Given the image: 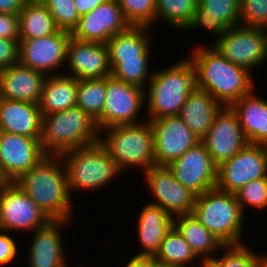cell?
I'll return each mask as SVG.
<instances>
[{"label": "cell", "mask_w": 267, "mask_h": 267, "mask_svg": "<svg viewBox=\"0 0 267 267\" xmlns=\"http://www.w3.org/2000/svg\"><path fill=\"white\" fill-rule=\"evenodd\" d=\"M147 120L153 129L157 166L170 165L188 149L201 142L178 115Z\"/></svg>", "instance_id": "cell-14"}, {"label": "cell", "mask_w": 267, "mask_h": 267, "mask_svg": "<svg viewBox=\"0 0 267 267\" xmlns=\"http://www.w3.org/2000/svg\"><path fill=\"white\" fill-rule=\"evenodd\" d=\"M201 141L217 167L248 144L238 117L230 107H222L215 115L211 128Z\"/></svg>", "instance_id": "cell-17"}, {"label": "cell", "mask_w": 267, "mask_h": 267, "mask_svg": "<svg viewBox=\"0 0 267 267\" xmlns=\"http://www.w3.org/2000/svg\"><path fill=\"white\" fill-rule=\"evenodd\" d=\"M158 263L192 264L201 261L185 238L172 226L154 255Z\"/></svg>", "instance_id": "cell-32"}, {"label": "cell", "mask_w": 267, "mask_h": 267, "mask_svg": "<svg viewBox=\"0 0 267 267\" xmlns=\"http://www.w3.org/2000/svg\"><path fill=\"white\" fill-rule=\"evenodd\" d=\"M62 71L78 80L111 76L107 44L80 41L71 36L67 44L65 68Z\"/></svg>", "instance_id": "cell-18"}, {"label": "cell", "mask_w": 267, "mask_h": 267, "mask_svg": "<svg viewBox=\"0 0 267 267\" xmlns=\"http://www.w3.org/2000/svg\"><path fill=\"white\" fill-rule=\"evenodd\" d=\"M256 92L254 88L230 108L237 115L248 143L267 145V99Z\"/></svg>", "instance_id": "cell-25"}, {"label": "cell", "mask_w": 267, "mask_h": 267, "mask_svg": "<svg viewBox=\"0 0 267 267\" xmlns=\"http://www.w3.org/2000/svg\"><path fill=\"white\" fill-rule=\"evenodd\" d=\"M267 177V145L250 144L217 168L216 187L235 193L252 180Z\"/></svg>", "instance_id": "cell-11"}, {"label": "cell", "mask_w": 267, "mask_h": 267, "mask_svg": "<svg viewBox=\"0 0 267 267\" xmlns=\"http://www.w3.org/2000/svg\"><path fill=\"white\" fill-rule=\"evenodd\" d=\"M202 44L197 43L188 55L195 70V88L207 91L223 107H230L256 87L254 72L229 62L211 44Z\"/></svg>", "instance_id": "cell-1"}, {"label": "cell", "mask_w": 267, "mask_h": 267, "mask_svg": "<svg viewBox=\"0 0 267 267\" xmlns=\"http://www.w3.org/2000/svg\"><path fill=\"white\" fill-rule=\"evenodd\" d=\"M176 179L196 196L217 184V166L201 141L168 165Z\"/></svg>", "instance_id": "cell-15"}, {"label": "cell", "mask_w": 267, "mask_h": 267, "mask_svg": "<svg viewBox=\"0 0 267 267\" xmlns=\"http://www.w3.org/2000/svg\"><path fill=\"white\" fill-rule=\"evenodd\" d=\"M245 215L248 209H257L260 215L267 209V177L252 180L234 193ZM251 207V208H250Z\"/></svg>", "instance_id": "cell-36"}, {"label": "cell", "mask_w": 267, "mask_h": 267, "mask_svg": "<svg viewBox=\"0 0 267 267\" xmlns=\"http://www.w3.org/2000/svg\"><path fill=\"white\" fill-rule=\"evenodd\" d=\"M66 168L71 196L75 191L86 194L108 187L124 173L100 142L60 154Z\"/></svg>", "instance_id": "cell-4"}, {"label": "cell", "mask_w": 267, "mask_h": 267, "mask_svg": "<svg viewBox=\"0 0 267 267\" xmlns=\"http://www.w3.org/2000/svg\"><path fill=\"white\" fill-rule=\"evenodd\" d=\"M19 14L0 13V38L19 40Z\"/></svg>", "instance_id": "cell-42"}, {"label": "cell", "mask_w": 267, "mask_h": 267, "mask_svg": "<svg viewBox=\"0 0 267 267\" xmlns=\"http://www.w3.org/2000/svg\"><path fill=\"white\" fill-rule=\"evenodd\" d=\"M197 3L198 0H156L155 23L162 20L170 29L183 32L193 19Z\"/></svg>", "instance_id": "cell-31"}, {"label": "cell", "mask_w": 267, "mask_h": 267, "mask_svg": "<svg viewBox=\"0 0 267 267\" xmlns=\"http://www.w3.org/2000/svg\"><path fill=\"white\" fill-rule=\"evenodd\" d=\"M222 107L207 91L195 88L189 94L178 116L202 140Z\"/></svg>", "instance_id": "cell-27"}, {"label": "cell", "mask_w": 267, "mask_h": 267, "mask_svg": "<svg viewBox=\"0 0 267 267\" xmlns=\"http://www.w3.org/2000/svg\"><path fill=\"white\" fill-rule=\"evenodd\" d=\"M194 89L195 70L187 56L167 68L153 70L145 89L146 119L178 115Z\"/></svg>", "instance_id": "cell-3"}, {"label": "cell", "mask_w": 267, "mask_h": 267, "mask_svg": "<svg viewBox=\"0 0 267 267\" xmlns=\"http://www.w3.org/2000/svg\"><path fill=\"white\" fill-rule=\"evenodd\" d=\"M154 255H136L130 257L124 267H157Z\"/></svg>", "instance_id": "cell-43"}, {"label": "cell", "mask_w": 267, "mask_h": 267, "mask_svg": "<svg viewBox=\"0 0 267 267\" xmlns=\"http://www.w3.org/2000/svg\"><path fill=\"white\" fill-rule=\"evenodd\" d=\"M151 61L152 60H124L123 62H110L112 68L111 76L129 85L146 89L153 75L150 69L151 66L149 65Z\"/></svg>", "instance_id": "cell-34"}, {"label": "cell", "mask_w": 267, "mask_h": 267, "mask_svg": "<svg viewBox=\"0 0 267 267\" xmlns=\"http://www.w3.org/2000/svg\"><path fill=\"white\" fill-rule=\"evenodd\" d=\"M263 255H264V257L267 259V251H266V253H264Z\"/></svg>", "instance_id": "cell-51"}, {"label": "cell", "mask_w": 267, "mask_h": 267, "mask_svg": "<svg viewBox=\"0 0 267 267\" xmlns=\"http://www.w3.org/2000/svg\"><path fill=\"white\" fill-rule=\"evenodd\" d=\"M192 214L224 245L246 242L243 232L247 216L233 193L217 187L206 191L196 197Z\"/></svg>", "instance_id": "cell-7"}, {"label": "cell", "mask_w": 267, "mask_h": 267, "mask_svg": "<svg viewBox=\"0 0 267 267\" xmlns=\"http://www.w3.org/2000/svg\"><path fill=\"white\" fill-rule=\"evenodd\" d=\"M46 77L18 62L0 71V98L39 104Z\"/></svg>", "instance_id": "cell-22"}, {"label": "cell", "mask_w": 267, "mask_h": 267, "mask_svg": "<svg viewBox=\"0 0 267 267\" xmlns=\"http://www.w3.org/2000/svg\"><path fill=\"white\" fill-rule=\"evenodd\" d=\"M139 212L136 234L141 250L136 255H155L173 226V217L160 206L148 202L142 205Z\"/></svg>", "instance_id": "cell-24"}, {"label": "cell", "mask_w": 267, "mask_h": 267, "mask_svg": "<svg viewBox=\"0 0 267 267\" xmlns=\"http://www.w3.org/2000/svg\"><path fill=\"white\" fill-rule=\"evenodd\" d=\"M246 244L224 245L222 256L216 254L212 261L218 267H257L265 251L257 253Z\"/></svg>", "instance_id": "cell-35"}, {"label": "cell", "mask_w": 267, "mask_h": 267, "mask_svg": "<svg viewBox=\"0 0 267 267\" xmlns=\"http://www.w3.org/2000/svg\"><path fill=\"white\" fill-rule=\"evenodd\" d=\"M70 38V32L58 30L45 37L19 39V63L46 76L62 74Z\"/></svg>", "instance_id": "cell-13"}, {"label": "cell", "mask_w": 267, "mask_h": 267, "mask_svg": "<svg viewBox=\"0 0 267 267\" xmlns=\"http://www.w3.org/2000/svg\"><path fill=\"white\" fill-rule=\"evenodd\" d=\"M99 141L124 174L132 168L138 167V171L144 173L157 166L154 134L148 120L140 124L107 127L100 131Z\"/></svg>", "instance_id": "cell-6"}, {"label": "cell", "mask_w": 267, "mask_h": 267, "mask_svg": "<svg viewBox=\"0 0 267 267\" xmlns=\"http://www.w3.org/2000/svg\"><path fill=\"white\" fill-rule=\"evenodd\" d=\"M44 5L52 15L59 30L72 33L79 22L73 0H46Z\"/></svg>", "instance_id": "cell-38"}, {"label": "cell", "mask_w": 267, "mask_h": 267, "mask_svg": "<svg viewBox=\"0 0 267 267\" xmlns=\"http://www.w3.org/2000/svg\"><path fill=\"white\" fill-rule=\"evenodd\" d=\"M19 25V39L45 37L59 30L44 4H24L19 13Z\"/></svg>", "instance_id": "cell-30"}, {"label": "cell", "mask_w": 267, "mask_h": 267, "mask_svg": "<svg viewBox=\"0 0 267 267\" xmlns=\"http://www.w3.org/2000/svg\"><path fill=\"white\" fill-rule=\"evenodd\" d=\"M50 220L73 221V197L60 155H45L28 172L14 181ZM74 208V209H73Z\"/></svg>", "instance_id": "cell-2"}, {"label": "cell", "mask_w": 267, "mask_h": 267, "mask_svg": "<svg viewBox=\"0 0 267 267\" xmlns=\"http://www.w3.org/2000/svg\"><path fill=\"white\" fill-rule=\"evenodd\" d=\"M13 235L15 234L0 230V267H5L10 263L13 265V262L18 261L16 259L20 257L18 254H21L19 252L21 244L18 245V240Z\"/></svg>", "instance_id": "cell-40"}, {"label": "cell", "mask_w": 267, "mask_h": 267, "mask_svg": "<svg viewBox=\"0 0 267 267\" xmlns=\"http://www.w3.org/2000/svg\"><path fill=\"white\" fill-rule=\"evenodd\" d=\"M78 79L64 73L45 78L39 102L42 116L75 107Z\"/></svg>", "instance_id": "cell-28"}, {"label": "cell", "mask_w": 267, "mask_h": 267, "mask_svg": "<svg viewBox=\"0 0 267 267\" xmlns=\"http://www.w3.org/2000/svg\"><path fill=\"white\" fill-rule=\"evenodd\" d=\"M257 267H267V259H266L265 257H263V258L259 261Z\"/></svg>", "instance_id": "cell-49"}, {"label": "cell", "mask_w": 267, "mask_h": 267, "mask_svg": "<svg viewBox=\"0 0 267 267\" xmlns=\"http://www.w3.org/2000/svg\"><path fill=\"white\" fill-rule=\"evenodd\" d=\"M23 5V0H0V13L19 14Z\"/></svg>", "instance_id": "cell-45"}, {"label": "cell", "mask_w": 267, "mask_h": 267, "mask_svg": "<svg viewBox=\"0 0 267 267\" xmlns=\"http://www.w3.org/2000/svg\"><path fill=\"white\" fill-rule=\"evenodd\" d=\"M129 27L118 1L107 0L81 16L71 36L80 41L106 44L114 35Z\"/></svg>", "instance_id": "cell-20"}, {"label": "cell", "mask_w": 267, "mask_h": 267, "mask_svg": "<svg viewBox=\"0 0 267 267\" xmlns=\"http://www.w3.org/2000/svg\"><path fill=\"white\" fill-rule=\"evenodd\" d=\"M99 140L95 120L78 106L42 116L40 145L46 155H60Z\"/></svg>", "instance_id": "cell-5"}, {"label": "cell", "mask_w": 267, "mask_h": 267, "mask_svg": "<svg viewBox=\"0 0 267 267\" xmlns=\"http://www.w3.org/2000/svg\"><path fill=\"white\" fill-rule=\"evenodd\" d=\"M240 25L267 27V0H240Z\"/></svg>", "instance_id": "cell-39"}, {"label": "cell", "mask_w": 267, "mask_h": 267, "mask_svg": "<svg viewBox=\"0 0 267 267\" xmlns=\"http://www.w3.org/2000/svg\"><path fill=\"white\" fill-rule=\"evenodd\" d=\"M197 264V265H196ZM202 267V260L197 263L192 264H168V263H158L157 267Z\"/></svg>", "instance_id": "cell-46"}, {"label": "cell", "mask_w": 267, "mask_h": 267, "mask_svg": "<svg viewBox=\"0 0 267 267\" xmlns=\"http://www.w3.org/2000/svg\"><path fill=\"white\" fill-rule=\"evenodd\" d=\"M7 183L6 179L3 177L1 171H0V187L5 185Z\"/></svg>", "instance_id": "cell-50"}, {"label": "cell", "mask_w": 267, "mask_h": 267, "mask_svg": "<svg viewBox=\"0 0 267 267\" xmlns=\"http://www.w3.org/2000/svg\"><path fill=\"white\" fill-rule=\"evenodd\" d=\"M74 6L77 10L79 17L89 13L100 4L105 3L107 0H73Z\"/></svg>", "instance_id": "cell-44"}, {"label": "cell", "mask_w": 267, "mask_h": 267, "mask_svg": "<svg viewBox=\"0 0 267 267\" xmlns=\"http://www.w3.org/2000/svg\"><path fill=\"white\" fill-rule=\"evenodd\" d=\"M130 26H155L156 0H117Z\"/></svg>", "instance_id": "cell-37"}, {"label": "cell", "mask_w": 267, "mask_h": 267, "mask_svg": "<svg viewBox=\"0 0 267 267\" xmlns=\"http://www.w3.org/2000/svg\"><path fill=\"white\" fill-rule=\"evenodd\" d=\"M152 27L130 26L126 31L117 33L106 44L110 62L124 60H150L153 49ZM152 47V48H151Z\"/></svg>", "instance_id": "cell-26"}, {"label": "cell", "mask_w": 267, "mask_h": 267, "mask_svg": "<svg viewBox=\"0 0 267 267\" xmlns=\"http://www.w3.org/2000/svg\"><path fill=\"white\" fill-rule=\"evenodd\" d=\"M19 62V40L0 38V71Z\"/></svg>", "instance_id": "cell-41"}, {"label": "cell", "mask_w": 267, "mask_h": 267, "mask_svg": "<svg viewBox=\"0 0 267 267\" xmlns=\"http://www.w3.org/2000/svg\"><path fill=\"white\" fill-rule=\"evenodd\" d=\"M105 100L106 77L78 80L76 106L94 120L102 114Z\"/></svg>", "instance_id": "cell-33"}, {"label": "cell", "mask_w": 267, "mask_h": 267, "mask_svg": "<svg viewBox=\"0 0 267 267\" xmlns=\"http://www.w3.org/2000/svg\"><path fill=\"white\" fill-rule=\"evenodd\" d=\"M202 267H218L212 260L203 261L202 260Z\"/></svg>", "instance_id": "cell-47"}, {"label": "cell", "mask_w": 267, "mask_h": 267, "mask_svg": "<svg viewBox=\"0 0 267 267\" xmlns=\"http://www.w3.org/2000/svg\"><path fill=\"white\" fill-rule=\"evenodd\" d=\"M50 219L15 183L0 187V230L24 234L46 225Z\"/></svg>", "instance_id": "cell-10"}, {"label": "cell", "mask_w": 267, "mask_h": 267, "mask_svg": "<svg viewBox=\"0 0 267 267\" xmlns=\"http://www.w3.org/2000/svg\"><path fill=\"white\" fill-rule=\"evenodd\" d=\"M229 62L254 71L267 62L265 28L237 25L211 44Z\"/></svg>", "instance_id": "cell-8"}, {"label": "cell", "mask_w": 267, "mask_h": 267, "mask_svg": "<svg viewBox=\"0 0 267 267\" xmlns=\"http://www.w3.org/2000/svg\"><path fill=\"white\" fill-rule=\"evenodd\" d=\"M45 155L40 138L0 132V171L7 182L16 181Z\"/></svg>", "instance_id": "cell-16"}, {"label": "cell", "mask_w": 267, "mask_h": 267, "mask_svg": "<svg viewBox=\"0 0 267 267\" xmlns=\"http://www.w3.org/2000/svg\"><path fill=\"white\" fill-rule=\"evenodd\" d=\"M240 24V0H198L186 31L201 28L217 41L228 28Z\"/></svg>", "instance_id": "cell-21"}, {"label": "cell", "mask_w": 267, "mask_h": 267, "mask_svg": "<svg viewBox=\"0 0 267 267\" xmlns=\"http://www.w3.org/2000/svg\"><path fill=\"white\" fill-rule=\"evenodd\" d=\"M39 104L0 98V132L41 138Z\"/></svg>", "instance_id": "cell-23"}, {"label": "cell", "mask_w": 267, "mask_h": 267, "mask_svg": "<svg viewBox=\"0 0 267 267\" xmlns=\"http://www.w3.org/2000/svg\"><path fill=\"white\" fill-rule=\"evenodd\" d=\"M173 226L200 260H212L224 246L192 213L174 217Z\"/></svg>", "instance_id": "cell-29"}, {"label": "cell", "mask_w": 267, "mask_h": 267, "mask_svg": "<svg viewBox=\"0 0 267 267\" xmlns=\"http://www.w3.org/2000/svg\"><path fill=\"white\" fill-rule=\"evenodd\" d=\"M144 108L145 89L106 77V100L102 114L95 120L97 128L101 131L112 126L143 123L147 120L141 116Z\"/></svg>", "instance_id": "cell-9"}, {"label": "cell", "mask_w": 267, "mask_h": 267, "mask_svg": "<svg viewBox=\"0 0 267 267\" xmlns=\"http://www.w3.org/2000/svg\"><path fill=\"white\" fill-rule=\"evenodd\" d=\"M46 0H23L24 4H44Z\"/></svg>", "instance_id": "cell-48"}, {"label": "cell", "mask_w": 267, "mask_h": 267, "mask_svg": "<svg viewBox=\"0 0 267 267\" xmlns=\"http://www.w3.org/2000/svg\"><path fill=\"white\" fill-rule=\"evenodd\" d=\"M141 174L154 197L148 203L160 206L173 218L193 212L197 196L176 179L168 166L151 167Z\"/></svg>", "instance_id": "cell-12"}, {"label": "cell", "mask_w": 267, "mask_h": 267, "mask_svg": "<svg viewBox=\"0 0 267 267\" xmlns=\"http://www.w3.org/2000/svg\"><path fill=\"white\" fill-rule=\"evenodd\" d=\"M73 221L50 220L46 225L31 232V243L26 254L27 267H69L62 229L71 227ZM64 240V241H63Z\"/></svg>", "instance_id": "cell-19"}]
</instances>
